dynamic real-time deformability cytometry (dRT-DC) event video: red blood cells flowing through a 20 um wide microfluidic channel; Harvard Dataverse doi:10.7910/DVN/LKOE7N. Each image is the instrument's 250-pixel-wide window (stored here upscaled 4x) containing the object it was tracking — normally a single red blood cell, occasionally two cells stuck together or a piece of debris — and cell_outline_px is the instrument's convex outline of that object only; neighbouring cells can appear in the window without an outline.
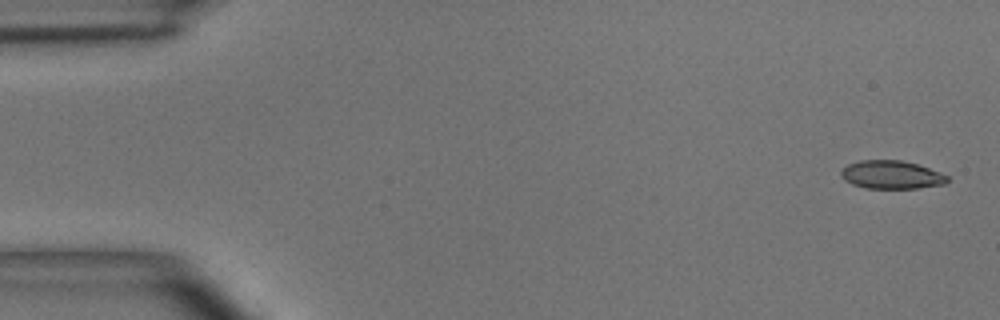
{"species": "common noctule bat (a hibernating species)", "species_latin": "Nyctalus noctula", "temperature_condition": "room temperature", "stored_images_in_passage": 4, "camera_frame_rate_fps": 3000, "um_per_image_px": 0.085, "animal": {"sex": "male", "body_mass_g": 15.6}, "frame": {"image": 1, "passage_image": 1, "time_ms": 0.0, "image_size_px": [1000, 320], "cell_outline_px": [[948, 180], [944, 184], [916, 188], [868, 188], [852, 184], [844, 180], [840, 176], [840, 172], [848, 164], [860, 160], [900, 160], [916, 164], [940, 172], [948, 176]], "centroid_in_image_um": [75.75, 14.85], "position_along_channel_um": 9.3, "area_um2": 17.34}}
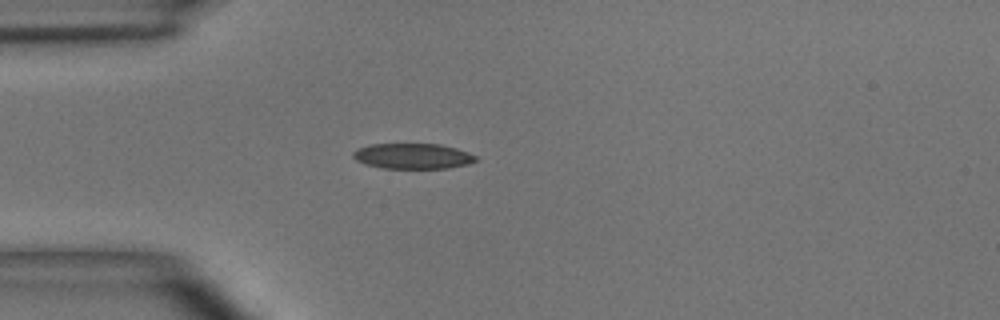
{"frame": {"image": 2, "passage_image": 4, "time_ms": 4.0, "image_size_px": [1000, 320], "cell_outline_px": [[480, 160], [468, 164], [448, 168], [384, 168], [368, 164], [356, 160], [352, 156], [352, 152], [360, 148], [372, 144], [440, 144], [456, 148], [468, 152], [476, 156]], "centroid_in_image_um": [35.14, 13.27], "position_along_channel_um": 49.9, "area_um2": 18.09}}